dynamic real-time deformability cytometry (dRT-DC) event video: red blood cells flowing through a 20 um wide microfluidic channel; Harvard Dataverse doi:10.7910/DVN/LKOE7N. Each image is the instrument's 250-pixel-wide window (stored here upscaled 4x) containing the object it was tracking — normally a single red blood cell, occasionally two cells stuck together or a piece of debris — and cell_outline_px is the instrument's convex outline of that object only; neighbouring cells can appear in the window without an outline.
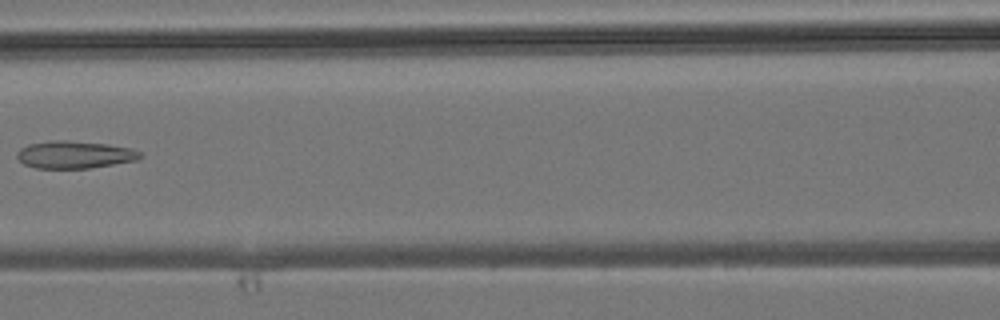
{"species": "common noctule bat (a hibernating species)", "species_latin": "Nyctalus noctula", "temperature_condition": "room temperature", "stored_images_in_passage": 7, "camera_frame_rate_fps": 3000, "um_per_image_px": 0.085, "animal": {"sex": "male", "body_mass_g": 19.2, "forearm_length_mm": 51.8}, "frame": {"image": 1, "passage_image": 7, "time_ms": 6.667, "image_size_px": [1000, 320], "cell_outline_px": [[144, 156], [136, 160], [88, 168], [36, 168], [24, 164], [16, 156], [16, 152], [20, 148], [28, 144], [48, 140], [68, 140], [108, 144], [132, 148], [140, 152]], "centroid_in_image_um": [6.32, 13.13], "position_along_channel_um": 160.3, "area_um2": 19.77}}